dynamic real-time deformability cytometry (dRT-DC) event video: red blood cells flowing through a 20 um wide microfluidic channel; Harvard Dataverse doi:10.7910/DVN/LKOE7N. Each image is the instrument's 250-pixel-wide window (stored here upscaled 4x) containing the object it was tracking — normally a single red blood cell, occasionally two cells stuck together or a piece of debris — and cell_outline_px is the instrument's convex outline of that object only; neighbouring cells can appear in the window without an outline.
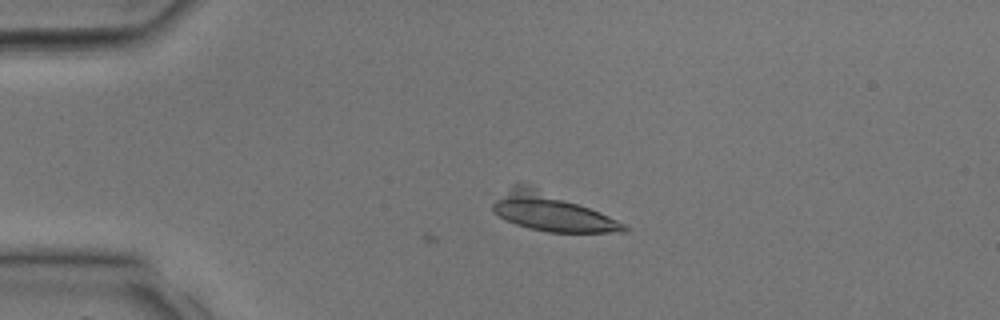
{"species": "common noctule bat (a hibernating species)", "species_latin": "Nyctalus noctula", "temperature_condition": "room temperature", "stored_images_in_passage": 2, "camera_frame_rate_fps": 3000, "um_per_image_px": 0.085, "animal": {"sex": "male", "body_mass_g": 17.9, "forearm_length_mm": 54.2}, "frame": {"image": 1, "passage_image": 2, "time_ms": 0.333, "image_size_px": [1000, 320], "cell_outline_px": [[628, 228], [624, 232], [548, 232], [528, 228], [516, 224], [492, 212], [492, 204], [512, 184], [524, 184], [536, 188], [600, 212], [624, 224]], "centroid_in_image_um": [46.83, 18.05], "position_along_channel_um": 38.2, "area_um2": 27.74}}